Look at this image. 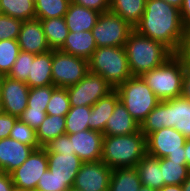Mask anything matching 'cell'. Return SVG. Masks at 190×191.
I'll list each match as a JSON object with an SVG mask.
<instances>
[{
  "label": "cell",
  "instance_id": "obj_13",
  "mask_svg": "<svg viewBox=\"0 0 190 191\" xmlns=\"http://www.w3.org/2000/svg\"><path fill=\"white\" fill-rule=\"evenodd\" d=\"M112 169L101 160L83 162L73 187L82 191H108Z\"/></svg>",
  "mask_w": 190,
  "mask_h": 191
},
{
  "label": "cell",
  "instance_id": "obj_1",
  "mask_svg": "<svg viewBox=\"0 0 190 191\" xmlns=\"http://www.w3.org/2000/svg\"><path fill=\"white\" fill-rule=\"evenodd\" d=\"M134 30L147 38L163 43L176 53L185 27L181 22L180 9L163 0H147L141 20Z\"/></svg>",
  "mask_w": 190,
  "mask_h": 191
},
{
  "label": "cell",
  "instance_id": "obj_10",
  "mask_svg": "<svg viewBox=\"0 0 190 191\" xmlns=\"http://www.w3.org/2000/svg\"><path fill=\"white\" fill-rule=\"evenodd\" d=\"M186 137L175 128H162L146 137L147 154L167 157L171 161H186L184 144Z\"/></svg>",
  "mask_w": 190,
  "mask_h": 191
},
{
  "label": "cell",
  "instance_id": "obj_27",
  "mask_svg": "<svg viewBox=\"0 0 190 191\" xmlns=\"http://www.w3.org/2000/svg\"><path fill=\"white\" fill-rule=\"evenodd\" d=\"M51 50H59L69 33L64 17L40 20Z\"/></svg>",
  "mask_w": 190,
  "mask_h": 191
},
{
  "label": "cell",
  "instance_id": "obj_52",
  "mask_svg": "<svg viewBox=\"0 0 190 191\" xmlns=\"http://www.w3.org/2000/svg\"><path fill=\"white\" fill-rule=\"evenodd\" d=\"M138 191H158V190L141 185Z\"/></svg>",
  "mask_w": 190,
  "mask_h": 191
},
{
  "label": "cell",
  "instance_id": "obj_26",
  "mask_svg": "<svg viewBox=\"0 0 190 191\" xmlns=\"http://www.w3.org/2000/svg\"><path fill=\"white\" fill-rule=\"evenodd\" d=\"M141 180L136 167L112 170L108 191H138Z\"/></svg>",
  "mask_w": 190,
  "mask_h": 191
},
{
  "label": "cell",
  "instance_id": "obj_5",
  "mask_svg": "<svg viewBox=\"0 0 190 191\" xmlns=\"http://www.w3.org/2000/svg\"><path fill=\"white\" fill-rule=\"evenodd\" d=\"M186 66L174 53L162 65L141 75L160 101L182 95L183 76Z\"/></svg>",
  "mask_w": 190,
  "mask_h": 191
},
{
  "label": "cell",
  "instance_id": "obj_47",
  "mask_svg": "<svg viewBox=\"0 0 190 191\" xmlns=\"http://www.w3.org/2000/svg\"><path fill=\"white\" fill-rule=\"evenodd\" d=\"M181 96L185 99L190 100V68L189 67L185 68Z\"/></svg>",
  "mask_w": 190,
  "mask_h": 191
},
{
  "label": "cell",
  "instance_id": "obj_8",
  "mask_svg": "<svg viewBox=\"0 0 190 191\" xmlns=\"http://www.w3.org/2000/svg\"><path fill=\"white\" fill-rule=\"evenodd\" d=\"M134 28L111 11L100 13L92 34L97 47H123Z\"/></svg>",
  "mask_w": 190,
  "mask_h": 191
},
{
  "label": "cell",
  "instance_id": "obj_49",
  "mask_svg": "<svg viewBox=\"0 0 190 191\" xmlns=\"http://www.w3.org/2000/svg\"><path fill=\"white\" fill-rule=\"evenodd\" d=\"M158 191H182V186L181 185H164Z\"/></svg>",
  "mask_w": 190,
  "mask_h": 191
},
{
  "label": "cell",
  "instance_id": "obj_45",
  "mask_svg": "<svg viewBox=\"0 0 190 191\" xmlns=\"http://www.w3.org/2000/svg\"><path fill=\"white\" fill-rule=\"evenodd\" d=\"M180 16L182 25L187 28L190 27V0H183L180 8Z\"/></svg>",
  "mask_w": 190,
  "mask_h": 191
},
{
  "label": "cell",
  "instance_id": "obj_56",
  "mask_svg": "<svg viewBox=\"0 0 190 191\" xmlns=\"http://www.w3.org/2000/svg\"><path fill=\"white\" fill-rule=\"evenodd\" d=\"M13 191H24V190H20V189L14 188Z\"/></svg>",
  "mask_w": 190,
  "mask_h": 191
},
{
  "label": "cell",
  "instance_id": "obj_50",
  "mask_svg": "<svg viewBox=\"0 0 190 191\" xmlns=\"http://www.w3.org/2000/svg\"><path fill=\"white\" fill-rule=\"evenodd\" d=\"M163 1H165L166 3H168L174 7H177L178 9H180L183 4V0H163Z\"/></svg>",
  "mask_w": 190,
  "mask_h": 191
},
{
  "label": "cell",
  "instance_id": "obj_46",
  "mask_svg": "<svg viewBox=\"0 0 190 191\" xmlns=\"http://www.w3.org/2000/svg\"><path fill=\"white\" fill-rule=\"evenodd\" d=\"M14 188L11 175L0 171V191H13Z\"/></svg>",
  "mask_w": 190,
  "mask_h": 191
},
{
  "label": "cell",
  "instance_id": "obj_41",
  "mask_svg": "<svg viewBox=\"0 0 190 191\" xmlns=\"http://www.w3.org/2000/svg\"><path fill=\"white\" fill-rule=\"evenodd\" d=\"M46 115V110H24L19 119L36 131Z\"/></svg>",
  "mask_w": 190,
  "mask_h": 191
},
{
  "label": "cell",
  "instance_id": "obj_51",
  "mask_svg": "<svg viewBox=\"0 0 190 191\" xmlns=\"http://www.w3.org/2000/svg\"><path fill=\"white\" fill-rule=\"evenodd\" d=\"M182 191H190V174L189 177L182 183Z\"/></svg>",
  "mask_w": 190,
  "mask_h": 191
},
{
  "label": "cell",
  "instance_id": "obj_36",
  "mask_svg": "<svg viewBox=\"0 0 190 191\" xmlns=\"http://www.w3.org/2000/svg\"><path fill=\"white\" fill-rule=\"evenodd\" d=\"M9 137L23 144L30 145L35 149L41 148L37 141L36 131L19 118L14 123Z\"/></svg>",
  "mask_w": 190,
  "mask_h": 191
},
{
  "label": "cell",
  "instance_id": "obj_17",
  "mask_svg": "<svg viewBox=\"0 0 190 191\" xmlns=\"http://www.w3.org/2000/svg\"><path fill=\"white\" fill-rule=\"evenodd\" d=\"M35 150L12 138L0 139V171L10 174L20 167Z\"/></svg>",
  "mask_w": 190,
  "mask_h": 191
},
{
  "label": "cell",
  "instance_id": "obj_24",
  "mask_svg": "<svg viewBox=\"0 0 190 191\" xmlns=\"http://www.w3.org/2000/svg\"><path fill=\"white\" fill-rule=\"evenodd\" d=\"M141 184L160 190L165 184L162 179L160 158L146 154L136 165Z\"/></svg>",
  "mask_w": 190,
  "mask_h": 191
},
{
  "label": "cell",
  "instance_id": "obj_55",
  "mask_svg": "<svg viewBox=\"0 0 190 191\" xmlns=\"http://www.w3.org/2000/svg\"><path fill=\"white\" fill-rule=\"evenodd\" d=\"M3 77L4 76L0 73V87H1V81H2Z\"/></svg>",
  "mask_w": 190,
  "mask_h": 191
},
{
  "label": "cell",
  "instance_id": "obj_19",
  "mask_svg": "<svg viewBox=\"0 0 190 191\" xmlns=\"http://www.w3.org/2000/svg\"><path fill=\"white\" fill-rule=\"evenodd\" d=\"M140 124L131 116L125 106L119 101L104 129V136H119L136 133Z\"/></svg>",
  "mask_w": 190,
  "mask_h": 191
},
{
  "label": "cell",
  "instance_id": "obj_23",
  "mask_svg": "<svg viewBox=\"0 0 190 191\" xmlns=\"http://www.w3.org/2000/svg\"><path fill=\"white\" fill-rule=\"evenodd\" d=\"M52 50L36 54L31 63L27 81L29 88L53 85L52 81Z\"/></svg>",
  "mask_w": 190,
  "mask_h": 191
},
{
  "label": "cell",
  "instance_id": "obj_43",
  "mask_svg": "<svg viewBox=\"0 0 190 191\" xmlns=\"http://www.w3.org/2000/svg\"><path fill=\"white\" fill-rule=\"evenodd\" d=\"M71 2L99 13L108 12L110 8V0H71Z\"/></svg>",
  "mask_w": 190,
  "mask_h": 191
},
{
  "label": "cell",
  "instance_id": "obj_6",
  "mask_svg": "<svg viewBox=\"0 0 190 191\" xmlns=\"http://www.w3.org/2000/svg\"><path fill=\"white\" fill-rule=\"evenodd\" d=\"M89 71L101 75L114 89L132 77L123 47H97L88 60Z\"/></svg>",
  "mask_w": 190,
  "mask_h": 191
},
{
  "label": "cell",
  "instance_id": "obj_30",
  "mask_svg": "<svg viewBox=\"0 0 190 191\" xmlns=\"http://www.w3.org/2000/svg\"><path fill=\"white\" fill-rule=\"evenodd\" d=\"M2 14L22 21L36 18L34 0H0Z\"/></svg>",
  "mask_w": 190,
  "mask_h": 191
},
{
  "label": "cell",
  "instance_id": "obj_44",
  "mask_svg": "<svg viewBox=\"0 0 190 191\" xmlns=\"http://www.w3.org/2000/svg\"><path fill=\"white\" fill-rule=\"evenodd\" d=\"M18 118L7 113L0 115V139L9 138L10 131Z\"/></svg>",
  "mask_w": 190,
  "mask_h": 191
},
{
  "label": "cell",
  "instance_id": "obj_54",
  "mask_svg": "<svg viewBox=\"0 0 190 191\" xmlns=\"http://www.w3.org/2000/svg\"><path fill=\"white\" fill-rule=\"evenodd\" d=\"M67 191H82V190L76 189L74 187H70Z\"/></svg>",
  "mask_w": 190,
  "mask_h": 191
},
{
  "label": "cell",
  "instance_id": "obj_4",
  "mask_svg": "<svg viewBox=\"0 0 190 191\" xmlns=\"http://www.w3.org/2000/svg\"><path fill=\"white\" fill-rule=\"evenodd\" d=\"M146 154V136L141 130L129 135L104 136L103 138L101 161L112 170L136 167Z\"/></svg>",
  "mask_w": 190,
  "mask_h": 191
},
{
  "label": "cell",
  "instance_id": "obj_11",
  "mask_svg": "<svg viewBox=\"0 0 190 191\" xmlns=\"http://www.w3.org/2000/svg\"><path fill=\"white\" fill-rule=\"evenodd\" d=\"M70 107L93 106L114 88L99 74L88 71L75 85L66 88Z\"/></svg>",
  "mask_w": 190,
  "mask_h": 191
},
{
  "label": "cell",
  "instance_id": "obj_12",
  "mask_svg": "<svg viewBox=\"0 0 190 191\" xmlns=\"http://www.w3.org/2000/svg\"><path fill=\"white\" fill-rule=\"evenodd\" d=\"M48 169L46 150L35 149L23 164L10 173L15 188L24 191H36L39 179Z\"/></svg>",
  "mask_w": 190,
  "mask_h": 191
},
{
  "label": "cell",
  "instance_id": "obj_53",
  "mask_svg": "<svg viewBox=\"0 0 190 191\" xmlns=\"http://www.w3.org/2000/svg\"><path fill=\"white\" fill-rule=\"evenodd\" d=\"M4 113V109H3V104L1 102V98H0V115Z\"/></svg>",
  "mask_w": 190,
  "mask_h": 191
},
{
  "label": "cell",
  "instance_id": "obj_3",
  "mask_svg": "<svg viewBox=\"0 0 190 191\" xmlns=\"http://www.w3.org/2000/svg\"><path fill=\"white\" fill-rule=\"evenodd\" d=\"M133 76H141L162 65L174 53L159 41L147 38L133 30L124 45Z\"/></svg>",
  "mask_w": 190,
  "mask_h": 191
},
{
  "label": "cell",
  "instance_id": "obj_9",
  "mask_svg": "<svg viewBox=\"0 0 190 191\" xmlns=\"http://www.w3.org/2000/svg\"><path fill=\"white\" fill-rule=\"evenodd\" d=\"M53 86L67 88L77 84L89 71L88 60L69 55L61 50H52Z\"/></svg>",
  "mask_w": 190,
  "mask_h": 191
},
{
  "label": "cell",
  "instance_id": "obj_22",
  "mask_svg": "<svg viewBox=\"0 0 190 191\" xmlns=\"http://www.w3.org/2000/svg\"><path fill=\"white\" fill-rule=\"evenodd\" d=\"M96 48L92 31H69L63 46L59 50L89 60Z\"/></svg>",
  "mask_w": 190,
  "mask_h": 191
},
{
  "label": "cell",
  "instance_id": "obj_21",
  "mask_svg": "<svg viewBox=\"0 0 190 191\" xmlns=\"http://www.w3.org/2000/svg\"><path fill=\"white\" fill-rule=\"evenodd\" d=\"M100 13L75 3H70L64 16L70 32L92 31Z\"/></svg>",
  "mask_w": 190,
  "mask_h": 191
},
{
  "label": "cell",
  "instance_id": "obj_32",
  "mask_svg": "<svg viewBox=\"0 0 190 191\" xmlns=\"http://www.w3.org/2000/svg\"><path fill=\"white\" fill-rule=\"evenodd\" d=\"M36 18L40 20L64 17L71 0H34Z\"/></svg>",
  "mask_w": 190,
  "mask_h": 191
},
{
  "label": "cell",
  "instance_id": "obj_29",
  "mask_svg": "<svg viewBox=\"0 0 190 191\" xmlns=\"http://www.w3.org/2000/svg\"><path fill=\"white\" fill-rule=\"evenodd\" d=\"M160 168L165 185H182L190 174L186 161H171L167 157L160 158Z\"/></svg>",
  "mask_w": 190,
  "mask_h": 191
},
{
  "label": "cell",
  "instance_id": "obj_16",
  "mask_svg": "<svg viewBox=\"0 0 190 191\" xmlns=\"http://www.w3.org/2000/svg\"><path fill=\"white\" fill-rule=\"evenodd\" d=\"M20 51L41 54L50 51L40 19L22 22L17 38Z\"/></svg>",
  "mask_w": 190,
  "mask_h": 191
},
{
  "label": "cell",
  "instance_id": "obj_34",
  "mask_svg": "<svg viewBox=\"0 0 190 191\" xmlns=\"http://www.w3.org/2000/svg\"><path fill=\"white\" fill-rule=\"evenodd\" d=\"M56 88L53 85L30 88L25 110H46L52 92Z\"/></svg>",
  "mask_w": 190,
  "mask_h": 191
},
{
  "label": "cell",
  "instance_id": "obj_48",
  "mask_svg": "<svg viewBox=\"0 0 190 191\" xmlns=\"http://www.w3.org/2000/svg\"><path fill=\"white\" fill-rule=\"evenodd\" d=\"M185 148V158L187 166L190 168V138H187L184 144Z\"/></svg>",
  "mask_w": 190,
  "mask_h": 191
},
{
  "label": "cell",
  "instance_id": "obj_39",
  "mask_svg": "<svg viewBox=\"0 0 190 191\" xmlns=\"http://www.w3.org/2000/svg\"><path fill=\"white\" fill-rule=\"evenodd\" d=\"M22 20L0 14V40H17Z\"/></svg>",
  "mask_w": 190,
  "mask_h": 191
},
{
  "label": "cell",
  "instance_id": "obj_31",
  "mask_svg": "<svg viewBox=\"0 0 190 191\" xmlns=\"http://www.w3.org/2000/svg\"><path fill=\"white\" fill-rule=\"evenodd\" d=\"M91 106L70 107L65 115L66 134H75L89 129Z\"/></svg>",
  "mask_w": 190,
  "mask_h": 191
},
{
  "label": "cell",
  "instance_id": "obj_35",
  "mask_svg": "<svg viewBox=\"0 0 190 191\" xmlns=\"http://www.w3.org/2000/svg\"><path fill=\"white\" fill-rule=\"evenodd\" d=\"M70 110L69 96L66 88H56L46 107L47 115L65 116Z\"/></svg>",
  "mask_w": 190,
  "mask_h": 191
},
{
  "label": "cell",
  "instance_id": "obj_40",
  "mask_svg": "<svg viewBox=\"0 0 190 191\" xmlns=\"http://www.w3.org/2000/svg\"><path fill=\"white\" fill-rule=\"evenodd\" d=\"M43 148L47 153H74L68 134H63L58 138L51 139Z\"/></svg>",
  "mask_w": 190,
  "mask_h": 191
},
{
  "label": "cell",
  "instance_id": "obj_18",
  "mask_svg": "<svg viewBox=\"0 0 190 191\" xmlns=\"http://www.w3.org/2000/svg\"><path fill=\"white\" fill-rule=\"evenodd\" d=\"M48 169L59 180H75L83 161L75 153H47Z\"/></svg>",
  "mask_w": 190,
  "mask_h": 191
},
{
  "label": "cell",
  "instance_id": "obj_25",
  "mask_svg": "<svg viewBox=\"0 0 190 191\" xmlns=\"http://www.w3.org/2000/svg\"><path fill=\"white\" fill-rule=\"evenodd\" d=\"M147 0H110L109 11L122 17L133 28L140 22Z\"/></svg>",
  "mask_w": 190,
  "mask_h": 191
},
{
  "label": "cell",
  "instance_id": "obj_28",
  "mask_svg": "<svg viewBox=\"0 0 190 191\" xmlns=\"http://www.w3.org/2000/svg\"><path fill=\"white\" fill-rule=\"evenodd\" d=\"M63 134H66L65 116L60 115H46L36 130L37 141L41 147H44L51 139L58 138Z\"/></svg>",
  "mask_w": 190,
  "mask_h": 191
},
{
  "label": "cell",
  "instance_id": "obj_42",
  "mask_svg": "<svg viewBox=\"0 0 190 191\" xmlns=\"http://www.w3.org/2000/svg\"><path fill=\"white\" fill-rule=\"evenodd\" d=\"M175 54L190 68V27L185 28L180 47Z\"/></svg>",
  "mask_w": 190,
  "mask_h": 191
},
{
  "label": "cell",
  "instance_id": "obj_33",
  "mask_svg": "<svg viewBox=\"0 0 190 191\" xmlns=\"http://www.w3.org/2000/svg\"><path fill=\"white\" fill-rule=\"evenodd\" d=\"M20 47L17 40H0V73L7 76L14 65Z\"/></svg>",
  "mask_w": 190,
  "mask_h": 191
},
{
  "label": "cell",
  "instance_id": "obj_14",
  "mask_svg": "<svg viewBox=\"0 0 190 191\" xmlns=\"http://www.w3.org/2000/svg\"><path fill=\"white\" fill-rule=\"evenodd\" d=\"M29 90L30 88L25 82L4 76L0 87L4 113L19 118L27 108Z\"/></svg>",
  "mask_w": 190,
  "mask_h": 191
},
{
  "label": "cell",
  "instance_id": "obj_38",
  "mask_svg": "<svg viewBox=\"0 0 190 191\" xmlns=\"http://www.w3.org/2000/svg\"><path fill=\"white\" fill-rule=\"evenodd\" d=\"M75 180H59L47 169L39 179L36 191H67Z\"/></svg>",
  "mask_w": 190,
  "mask_h": 191
},
{
  "label": "cell",
  "instance_id": "obj_15",
  "mask_svg": "<svg viewBox=\"0 0 190 191\" xmlns=\"http://www.w3.org/2000/svg\"><path fill=\"white\" fill-rule=\"evenodd\" d=\"M72 150L83 162L101 160L104 135L91 129L68 134Z\"/></svg>",
  "mask_w": 190,
  "mask_h": 191
},
{
  "label": "cell",
  "instance_id": "obj_20",
  "mask_svg": "<svg viewBox=\"0 0 190 191\" xmlns=\"http://www.w3.org/2000/svg\"><path fill=\"white\" fill-rule=\"evenodd\" d=\"M119 101V95L115 89L100 98L91 107L90 122H88L89 129L103 134L107 121Z\"/></svg>",
  "mask_w": 190,
  "mask_h": 191
},
{
  "label": "cell",
  "instance_id": "obj_2",
  "mask_svg": "<svg viewBox=\"0 0 190 191\" xmlns=\"http://www.w3.org/2000/svg\"><path fill=\"white\" fill-rule=\"evenodd\" d=\"M164 127L175 128L190 138V100L180 96L160 101L141 123L140 130L147 137Z\"/></svg>",
  "mask_w": 190,
  "mask_h": 191
},
{
  "label": "cell",
  "instance_id": "obj_37",
  "mask_svg": "<svg viewBox=\"0 0 190 191\" xmlns=\"http://www.w3.org/2000/svg\"><path fill=\"white\" fill-rule=\"evenodd\" d=\"M36 54L20 51L18 57L12 66L8 77L16 79L22 82H26L29 76L31 63L34 60Z\"/></svg>",
  "mask_w": 190,
  "mask_h": 191
},
{
  "label": "cell",
  "instance_id": "obj_7",
  "mask_svg": "<svg viewBox=\"0 0 190 191\" xmlns=\"http://www.w3.org/2000/svg\"><path fill=\"white\" fill-rule=\"evenodd\" d=\"M119 100L141 125L160 100L141 76H132L115 88Z\"/></svg>",
  "mask_w": 190,
  "mask_h": 191
}]
</instances>
